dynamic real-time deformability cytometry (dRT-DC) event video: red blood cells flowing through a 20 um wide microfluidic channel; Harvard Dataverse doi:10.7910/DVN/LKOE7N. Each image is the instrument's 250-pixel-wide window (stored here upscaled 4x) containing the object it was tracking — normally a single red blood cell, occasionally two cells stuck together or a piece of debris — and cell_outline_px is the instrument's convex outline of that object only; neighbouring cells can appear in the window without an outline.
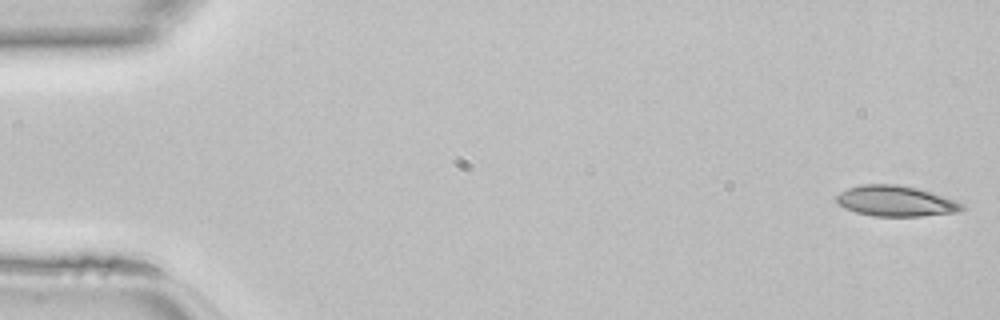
{"species": "common noctule bat (a hibernating species)", "species_latin": "Nyctalus noctula", "temperature_condition": "room temperature", "stored_images_in_passage": 45, "camera_frame_rate_fps": 3000, "um_per_image_px": 0.085, "animal": {"sex": "female", "body_mass_g": 22.7, "forearm_length_mm": 54.2}, "frame": {"image": 1, "passage_image": 1, "time_ms": 0.0, "image_size_px": [1000, 320], "cell_outline_px": [[964, 208], [960, 212], [920, 216], [872, 216], [856, 212], [844, 208], [836, 200], [836, 196], [840, 192], [848, 188], [864, 184], [896, 184], [916, 188], [964, 204]], "centroid_in_image_um": [76.1, 17.1], "position_along_channel_um": 8.9, "area_um2": 22.08}}
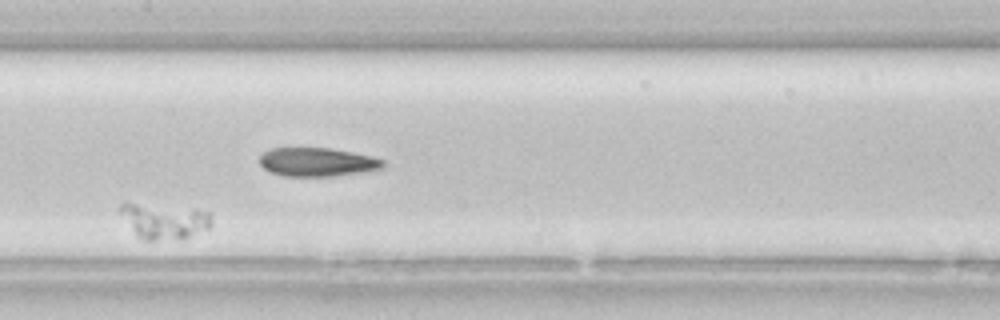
{"frame": {"image": 2, "passage_image": 22, "time_ms": 7.0, "image_size_px": [1000, 320], "cell_outline_px": [[212, 224], [208, 228], [184, 240], [140, 240], [136, 236], [116, 212], [116, 208], [124, 200], [196, 208], [212, 212]], "centroid_in_image_um": [13.88, 18.74], "position_along_channel_um": 193.5, "area_um2": 20.46}}
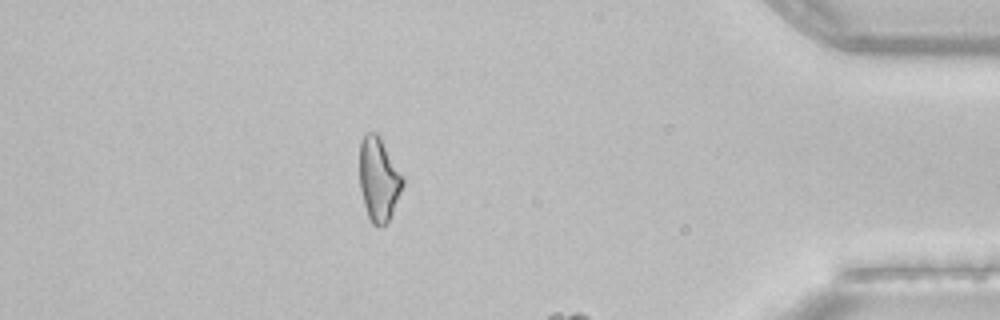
{"frame": {"image": 3, "passage_image": 40, "time_ms": 13.0, "image_size_px": [1000, 320], "cell_outline_px": [[404, 184], [392, 212], [388, 220], [380, 228], [376, 228], [372, 224], [368, 216], [364, 204], [360, 188], [360, 140], [368, 132], [376, 132], [380, 136], [404, 176]], "centroid_in_image_um": [32.2, 15.22], "position_along_channel_um": 403.0, "area_um2": 21.15}}